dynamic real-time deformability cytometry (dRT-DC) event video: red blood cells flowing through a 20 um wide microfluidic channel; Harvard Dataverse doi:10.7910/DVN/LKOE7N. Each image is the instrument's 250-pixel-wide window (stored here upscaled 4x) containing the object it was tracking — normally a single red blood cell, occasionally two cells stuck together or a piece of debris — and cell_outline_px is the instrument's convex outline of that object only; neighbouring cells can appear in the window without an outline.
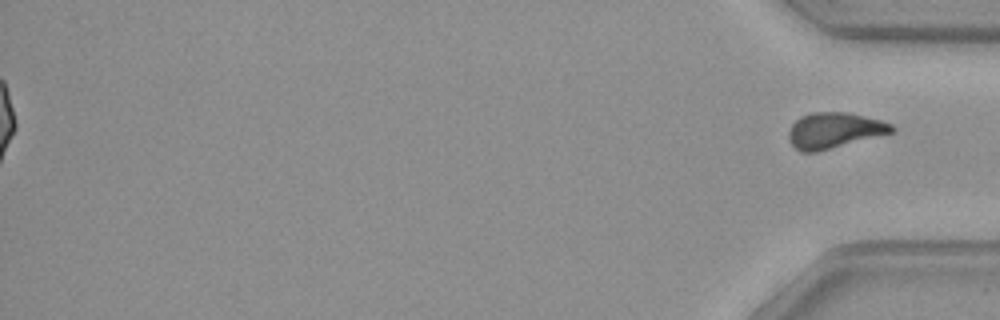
{"species": "common noctule bat (a hibernating species)", "species_latin": "Nyctalus noctula", "temperature_condition": "warm", "stored_images_in_passage": 37, "camera_frame_rate_fps": 3000, "um_per_image_px": 0.085, "animal": {"sex": "female", "body_mass_g": 29.2, "forearm_length_mm": 56.3}, "frame": {"image": 1, "passage_image": 37, "time_ms": 12.0, "image_size_px": [1000, 320], "cell_outline_px": [[896, 132], [816, 152], [800, 152], [788, 140], [788, 132], [792, 124], [800, 116], [812, 112], [848, 112], [880, 120], [892, 124], [896, 128]], "centroid_in_image_um": [70.92, 11.08], "position_along_channel_um": 364.3, "area_um2": 21.62}, "authors_computed_cell_mechanics": {"area_um2": 20.1722, "velocity_mm_per_s": 3.9788, "shape_relaxation_time_tau1_ms": null, "shape_relaxation_time_tau2_ms": 1.2419, "deformation_change_tau1": null, "deformation_change_tau2": 0.058}}